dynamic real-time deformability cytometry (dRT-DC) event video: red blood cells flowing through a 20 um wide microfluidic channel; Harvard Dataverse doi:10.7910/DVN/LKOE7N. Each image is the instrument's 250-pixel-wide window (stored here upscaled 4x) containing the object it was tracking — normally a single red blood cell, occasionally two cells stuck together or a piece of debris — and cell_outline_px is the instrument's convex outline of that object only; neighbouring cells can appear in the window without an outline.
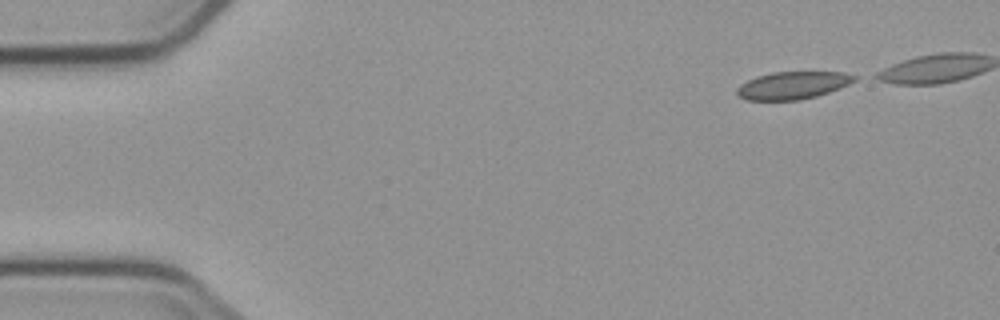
{"species": "common noctule bat (a hibernating species)", "species_latin": "Nyctalus noctula", "temperature_condition": "cold", "stored_images_in_passage": 4, "camera_frame_rate_fps": 3000, "um_per_image_px": 0.085, "animal": {"sex": "male", "body_mass_g": 23.1, "forearm_length_mm": 52.7}, "frame": {"image": 1, "passage_image": 1, "time_ms": 0.0, "image_size_px": [1000, 320], "cell_outline_px": [[860, 76], [856, 80], [840, 88], [816, 96], [800, 100], [748, 100], [736, 96], [736, 88], [740, 84], [756, 76], [772, 72], [840, 72]], "centroid_in_image_um": [67.36, 7.25], "position_along_channel_um": 17.6, "area_um2": 18.96}}